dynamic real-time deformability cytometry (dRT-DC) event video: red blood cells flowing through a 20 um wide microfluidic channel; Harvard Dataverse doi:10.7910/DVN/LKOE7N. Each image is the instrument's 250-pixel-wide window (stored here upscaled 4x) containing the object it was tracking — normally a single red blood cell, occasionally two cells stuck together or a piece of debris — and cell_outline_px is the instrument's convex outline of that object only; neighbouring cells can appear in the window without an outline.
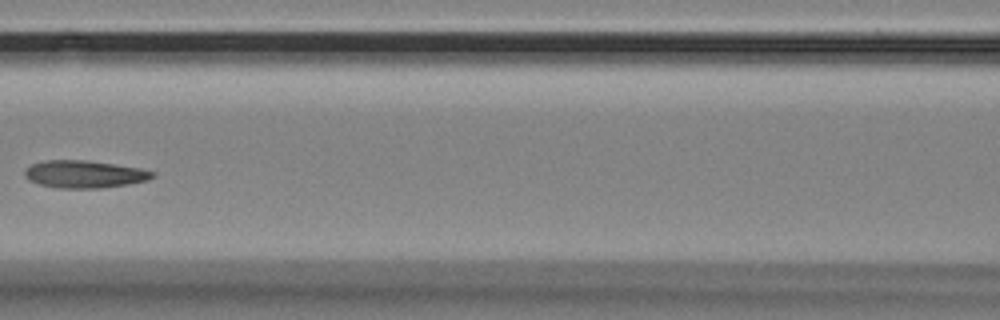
{"species": "Egyptian fruit bat (a non-hibernating species)", "species_latin": "Rousettus aegyptiacus", "temperature_condition": "room temperature", "stored_images_in_passage": 6, "camera_frame_rate_fps": 3000, "um_per_image_px": 0.085, "animal": {"sex": "female"}, "frame": {"image": 1, "passage_image": 6, "time_ms": 1.667, "image_size_px": [1000, 320], "cell_outline_px": [[156, 176], [148, 180], [128, 184], [100, 188], [56, 188], [40, 184], [28, 180], [24, 176], [24, 172], [32, 164], [48, 160], [84, 160], [140, 168], [156, 172]], "centroid_in_image_um": [7.19, 14.81], "position_along_channel_um": 159.4, "area_um2": 20.35}}